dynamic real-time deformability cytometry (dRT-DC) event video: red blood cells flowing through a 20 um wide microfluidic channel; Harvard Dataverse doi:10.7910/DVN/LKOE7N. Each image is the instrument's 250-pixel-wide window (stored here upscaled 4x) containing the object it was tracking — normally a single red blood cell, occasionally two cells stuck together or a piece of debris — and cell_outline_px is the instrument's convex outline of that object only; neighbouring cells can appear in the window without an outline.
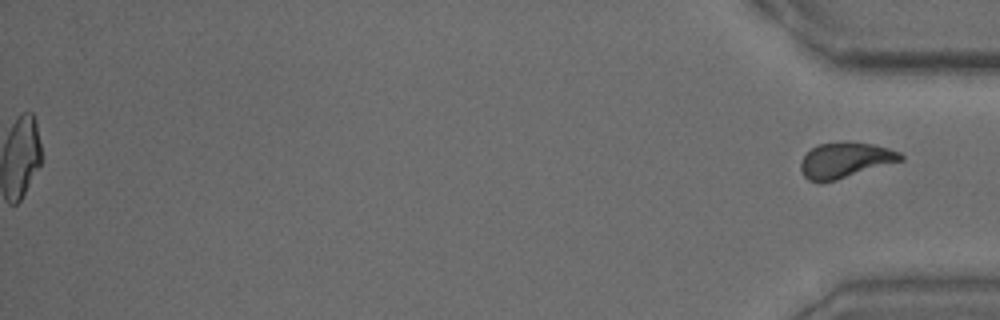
{"species": "common noctule bat (a hibernating species)", "species_latin": "Nyctalus noctula", "temperature_condition": "warm", "stored_images_in_passage": 40, "segment_of_instrument_passage": [2, 2], "camera_frame_rate_fps": 3000, "um_per_image_px": 0.085, "animal": {"sex": "male", "body_mass_g": 15.6}, "frame": {"image": 1, "passage_image": 40, "time_ms": 13.0, "image_size_px": [1000, 320], "cell_outline_px": [[904, 160], [836, 180], [808, 180], [800, 172], [800, 160], [816, 144], [844, 140], [848, 140], [872, 144], [888, 148], [900, 152], [904, 156]], "centroid_in_image_um": [71.85, 13.57], "position_along_channel_um": 363.4, "area_um2": 20.81}}